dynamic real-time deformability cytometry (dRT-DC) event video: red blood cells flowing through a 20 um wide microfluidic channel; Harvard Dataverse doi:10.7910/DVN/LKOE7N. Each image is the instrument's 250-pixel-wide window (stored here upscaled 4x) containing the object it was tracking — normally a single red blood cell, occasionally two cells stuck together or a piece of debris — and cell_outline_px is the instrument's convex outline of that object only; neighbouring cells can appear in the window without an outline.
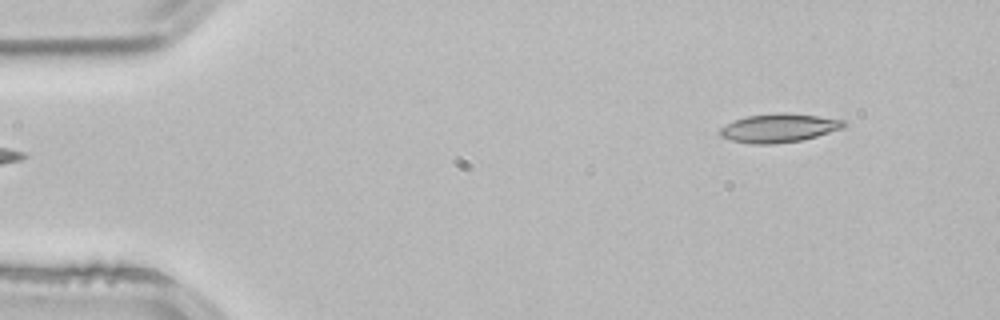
{"species": "common noctule bat (a hibernating species)", "species_latin": "Nyctalus noctula", "temperature_condition": "room temperature", "stored_images_in_passage": 3, "segment_of_instrument_passage": [2, 2], "camera_frame_rate_fps": 3000, "um_per_image_px": 0.085, "animal": {"sex": "male", "body_mass_g": 21.5, "forearm_length_mm": 52.0}, "frame": {"image": 1, "passage_image": 3, "time_ms": 0.667, "image_size_px": [1000, 320], "cell_outline_px": [[848, 124], [844, 128], [816, 136], [800, 140], [776, 144], [752, 144], [728, 140], [720, 136], [720, 128], [736, 120], [748, 116], [780, 112], [784, 112], [816, 116], [844, 120]], "centroid_in_image_um": [66.22, 10.89], "position_along_channel_um": 18.8, "area_um2": 20.58}}